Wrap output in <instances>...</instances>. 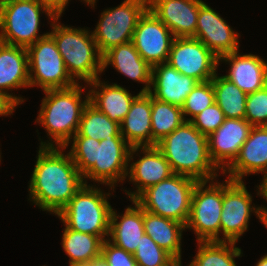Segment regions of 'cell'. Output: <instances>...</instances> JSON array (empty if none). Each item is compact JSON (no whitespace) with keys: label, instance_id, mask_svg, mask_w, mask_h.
I'll use <instances>...</instances> for the list:
<instances>
[{"label":"cell","instance_id":"cell-8","mask_svg":"<svg viewBox=\"0 0 267 266\" xmlns=\"http://www.w3.org/2000/svg\"><path fill=\"white\" fill-rule=\"evenodd\" d=\"M56 16L40 0H7L0 3V42L28 48L48 34L39 35L40 17Z\"/></svg>","mask_w":267,"mask_h":266},{"label":"cell","instance_id":"cell-17","mask_svg":"<svg viewBox=\"0 0 267 266\" xmlns=\"http://www.w3.org/2000/svg\"><path fill=\"white\" fill-rule=\"evenodd\" d=\"M239 36V33L205 2L199 7L193 37L203 42L218 58L239 51Z\"/></svg>","mask_w":267,"mask_h":266},{"label":"cell","instance_id":"cell-15","mask_svg":"<svg viewBox=\"0 0 267 266\" xmlns=\"http://www.w3.org/2000/svg\"><path fill=\"white\" fill-rule=\"evenodd\" d=\"M138 151L143 156H139L140 158L133 162V158L139 154ZM173 174L169 162L156 146L131 147L127 177L130 182L136 185V190L124 191L130 201H134L147 188L158 184Z\"/></svg>","mask_w":267,"mask_h":266},{"label":"cell","instance_id":"cell-36","mask_svg":"<svg viewBox=\"0 0 267 266\" xmlns=\"http://www.w3.org/2000/svg\"><path fill=\"white\" fill-rule=\"evenodd\" d=\"M226 119L223 111L215 102L211 106L205 108L202 112L194 116L190 122L202 134L207 137L217 130Z\"/></svg>","mask_w":267,"mask_h":266},{"label":"cell","instance_id":"cell-28","mask_svg":"<svg viewBox=\"0 0 267 266\" xmlns=\"http://www.w3.org/2000/svg\"><path fill=\"white\" fill-rule=\"evenodd\" d=\"M62 248L69 257V266L88 264L101 256L103 240L99 236L76 232L64 225Z\"/></svg>","mask_w":267,"mask_h":266},{"label":"cell","instance_id":"cell-45","mask_svg":"<svg viewBox=\"0 0 267 266\" xmlns=\"http://www.w3.org/2000/svg\"><path fill=\"white\" fill-rule=\"evenodd\" d=\"M182 261L181 260H176L173 264H172V266H182V263H181ZM188 266H190L189 264H188Z\"/></svg>","mask_w":267,"mask_h":266},{"label":"cell","instance_id":"cell-16","mask_svg":"<svg viewBox=\"0 0 267 266\" xmlns=\"http://www.w3.org/2000/svg\"><path fill=\"white\" fill-rule=\"evenodd\" d=\"M252 125L245 119L226 118L223 124L208 136L209 155L223 173L236 159L247 140Z\"/></svg>","mask_w":267,"mask_h":266},{"label":"cell","instance_id":"cell-31","mask_svg":"<svg viewBox=\"0 0 267 266\" xmlns=\"http://www.w3.org/2000/svg\"><path fill=\"white\" fill-rule=\"evenodd\" d=\"M185 121L181 107L157 100L151 95L152 146Z\"/></svg>","mask_w":267,"mask_h":266},{"label":"cell","instance_id":"cell-40","mask_svg":"<svg viewBox=\"0 0 267 266\" xmlns=\"http://www.w3.org/2000/svg\"><path fill=\"white\" fill-rule=\"evenodd\" d=\"M256 187H258L257 195L262 196V198L267 201V173L263 174L262 182ZM258 207L260 211V221L265 225L267 223V207Z\"/></svg>","mask_w":267,"mask_h":266},{"label":"cell","instance_id":"cell-1","mask_svg":"<svg viewBox=\"0 0 267 266\" xmlns=\"http://www.w3.org/2000/svg\"><path fill=\"white\" fill-rule=\"evenodd\" d=\"M65 147H40L29 181V199L42 211L58 215L84 184Z\"/></svg>","mask_w":267,"mask_h":266},{"label":"cell","instance_id":"cell-37","mask_svg":"<svg viewBox=\"0 0 267 266\" xmlns=\"http://www.w3.org/2000/svg\"><path fill=\"white\" fill-rule=\"evenodd\" d=\"M101 256L108 266H137L133 254L117 247L108 239L102 243Z\"/></svg>","mask_w":267,"mask_h":266},{"label":"cell","instance_id":"cell-14","mask_svg":"<svg viewBox=\"0 0 267 266\" xmlns=\"http://www.w3.org/2000/svg\"><path fill=\"white\" fill-rule=\"evenodd\" d=\"M173 33L147 8L140 16L132 42L141 57L154 66L168 61Z\"/></svg>","mask_w":267,"mask_h":266},{"label":"cell","instance_id":"cell-19","mask_svg":"<svg viewBox=\"0 0 267 266\" xmlns=\"http://www.w3.org/2000/svg\"><path fill=\"white\" fill-rule=\"evenodd\" d=\"M267 173V126H253L233 163L222 173L233 181Z\"/></svg>","mask_w":267,"mask_h":266},{"label":"cell","instance_id":"cell-26","mask_svg":"<svg viewBox=\"0 0 267 266\" xmlns=\"http://www.w3.org/2000/svg\"><path fill=\"white\" fill-rule=\"evenodd\" d=\"M21 87H30L27 49L0 42V90Z\"/></svg>","mask_w":267,"mask_h":266},{"label":"cell","instance_id":"cell-10","mask_svg":"<svg viewBox=\"0 0 267 266\" xmlns=\"http://www.w3.org/2000/svg\"><path fill=\"white\" fill-rule=\"evenodd\" d=\"M222 203L223 181L218 182L216 178L197 182L192 194L190 216L186 224V229L195 232L197 241H221Z\"/></svg>","mask_w":267,"mask_h":266},{"label":"cell","instance_id":"cell-24","mask_svg":"<svg viewBox=\"0 0 267 266\" xmlns=\"http://www.w3.org/2000/svg\"><path fill=\"white\" fill-rule=\"evenodd\" d=\"M132 203L134 206H128L121 215L112 208L108 240L128 253L134 254L145 230L143 209L135 201Z\"/></svg>","mask_w":267,"mask_h":266},{"label":"cell","instance_id":"cell-34","mask_svg":"<svg viewBox=\"0 0 267 266\" xmlns=\"http://www.w3.org/2000/svg\"><path fill=\"white\" fill-rule=\"evenodd\" d=\"M213 103H215V93L212 81L198 82L188 94L184 105L181 107L185 121H190L194 116ZM185 116H189L190 118H186Z\"/></svg>","mask_w":267,"mask_h":266},{"label":"cell","instance_id":"cell-23","mask_svg":"<svg viewBox=\"0 0 267 266\" xmlns=\"http://www.w3.org/2000/svg\"><path fill=\"white\" fill-rule=\"evenodd\" d=\"M89 86V103L104 113L108 118L121 124L130 110L134 99L140 94L133 95L119 84L102 82L100 77L87 84Z\"/></svg>","mask_w":267,"mask_h":266},{"label":"cell","instance_id":"cell-41","mask_svg":"<svg viewBox=\"0 0 267 266\" xmlns=\"http://www.w3.org/2000/svg\"><path fill=\"white\" fill-rule=\"evenodd\" d=\"M256 266H267V254L263 255L259 261H257Z\"/></svg>","mask_w":267,"mask_h":266},{"label":"cell","instance_id":"cell-3","mask_svg":"<svg viewBox=\"0 0 267 266\" xmlns=\"http://www.w3.org/2000/svg\"><path fill=\"white\" fill-rule=\"evenodd\" d=\"M175 174L199 181L217 178L219 169L209 155L208 137L184 121L156 144Z\"/></svg>","mask_w":267,"mask_h":266},{"label":"cell","instance_id":"cell-43","mask_svg":"<svg viewBox=\"0 0 267 266\" xmlns=\"http://www.w3.org/2000/svg\"><path fill=\"white\" fill-rule=\"evenodd\" d=\"M74 266H97V258L93 259L90 263L88 264H82V265H74Z\"/></svg>","mask_w":267,"mask_h":266},{"label":"cell","instance_id":"cell-27","mask_svg":"<svg viewBox=\"0 0 267 266\" xmlns=\"http://www.w3.org/2000/svg\"><path fill=\"white\" fill-rule=\"evenodd\" d=\"M143 220L145 233L175 260H181L182 231H185L186 226L146 210H143Z\"/></svg>","mask_w":267,"mask_h":266},{"label":"cell","instance_id":"cell-29","mask_svg":"<svg viewBox=\"0 0 267 266\" xmlns=\"http://www.w3.org/2000/svg\"><path fill=\"white\" fill-rule=\"evenodd\" d=\"M215 102L226 118L245 119L247 94L218 73L211 79Z\"/></svg>","mask_w":267,"mask_h":266},{"label":"cell","instance_id":"cell-38","mask_svg":"<svg viewBox=\"0 0 267 266\" xmlns=\"http://www.w3.org/2000/svg\"><path fill=\"white\" fill-rule=\"evenodd\" d=\"M25 98L21 96L13 95V93H7L6 91L0 90V116L12 115L14 109L22 104Z\"/></svg>","mask_w":267,"mask_h":266},{"label":"cell","instance_id":"cell-13","mask_svg":"<svg viewBox=\"0 0 267 266\" xmlns=\"http://www.w3.org/2000/svg\"><path fill=\"white\" fill-rule=\"evenodd\" d=\"M167 63L198 82L211 80L220 65L219 58L194 37L174 38Z\"/></svg>","mask_w":267,"mask_h":266},{"label":"cell","instance_id":"cell-5","mask_svg":"<svg viewBox=\"0 0 267 266\" xmlns=\"http://www.w3.org/2000/svg\"><path fill=\"white\" fill-rule=\"evenodd\" d=\"M55 17L50 21L51 32L65 67L71 78L86 84L99 78L102 71V55L88 28H73L65 26ZM77 79V80H76Z\"/></svg>","mask_w":267,"mask_h":266},{"label":"cell","instance_id":"cell-25","mask_svg":"<svg viewBox=\"0 0 267 266\" xmlns=\"http://www.w3.org/2000/svg\"><path fill=\"white\" fill-rule=\"evenodd\" d=\"M120 134L131 147L152 146L151 94L140 93L120 124Z\"/></svg>","mask_w":267,"mask_h":266},{"label":"cell","instance_id":"cell-7","mask_svg":"<svg viewBox=\"0 0 267 266\" xmlns=\"http://www.w3.org/2000/svg\"><path fill=\"white\" fill-rule=\"evenodd\" d=\"M197 182L191 177L174 173L169 178L147 188L134 201L143 210L178 221L186 226L190 216L192 194Z\"/></svg>","mask_w":267,"mask_h":266},{"label":"cell","instance_id":"cell-42","mask_svg":"<svg viewBox=\"0 0 267 266\" xmlns=\"http://www.w3.org/2000/svg\"><path fill=\"white\" fill-rule=\"evenodd\" d=\"M97 266H108L107 262L104 260L102 256L97 258Z\"/></svg>","mask_w":267,"mask_h":266},{"label":"cell","instance_id":"cell-2","mask_svg":"<svg viewBox=\"0 0 267 266\" xmlns=\"http://www.w3.org/2000/svg\"><path fill=\"white\" fill-rule=\"evenodd\" d=\"M72 141L68 152L82 175L84 184L88 183L87 179H91L114 191L116 183L126 179L131 146L121 134L114 139L101 141L74 135Z\"/></svg>","mask_w":267,"mask_h":266},{"label":"cell","instance_id":"cell-18","mask_svg":"<svg viewBox=\"0 0 267 266\" xmlns=\"http://www.w3.org/2000/svg\"><path fill=\"white\" fill-rule=\"evenodd\" d=\"M202 0H148V8L177 37H193Z\"/></svg>","mask_w":267,"mask_h":266},{"label":"cell","instance_id":"cell-44","mask_svg":"<svg viewBox=\"0 0 267 266\" xmlns=\"http://www.w3.org/2000/svg\"><path fill=\"white\" fill-rule=\"evenodd\" d=\"M96 0H85V4L88 6H91L94 9V6L96 5Z\"/></svg>","mask_w":267,"mask_h":266},{"label":"cell","instance_id":"cell-9","mask_svg":"<svg viewBox=\"0 0 267 266\" xmlns=\"http://www.w3.org/2000/svg\"><path fill=\"white\" fill-rule=\"evenodd\" d=\"M147 8L148 0H124L101 13L92 35L102 56L110 49L132 41L137 22Z\"/></svg>","mask_w":267,"mask_h":266},{"label":"cell","instance_id":"cell-35","mask_svg":"<svg viewBox=\"0 0 267 266\" xmlns=\"http://www.w3.org/2000/svg\"><path fill=\"white\" fill-rule=\"evenodd\" d=\"M245 120L252 126H267V85L246 99Z\"/></svg>","mask_w":267,"mask_h":266},{"label":"cell","instance_id":"cell-30","mask_svg":"<svg viewBox=\"0 0 267 266\" xmlns=\"http://www.w3.org/2000/svg\"><path fill=\"white\" fill-rule=\"evenodd\" d=\"M198 251L190 266H237L235 258L242 256V250L234 242L198 241Z\"/></svg>","mask_w":267,"mask_h":266},{"label":"cell","instance_id":"cell-20","mask_svg":"<svg viewBox=\"0 0 267 266\" xmlns=\"http://www.w3.org/2000/svg\"><path fill=\"white\" fill-rule=\"evenodd\" d=\"M220 62L230 65L227 75H223L233 82L247 95L267 85V60L258 55L240 54L239 51L219 58Z\"/></svg>","mask_w":267,"mask_h":266},{"label":"cell","instance_id":"cell-33","mask_svg":"<svg viewBox=\"0 0 267 266\" xmlns=\"http://www.w3.org/2000/svg\"><path fill=\"white\" fill-rule=\"evenodd\" d=\"M133 255L137 266H171L176 261L146 233L141 237Z\"/></svg>","mask_w":267,"mask_h":266},{"label":"cell","instance_id":"cell-12","mask_svg":"<svg viewBox=\"0 0 267 266\" xmlns=\"http://www.w3.org/2000/svg\"><path fill=\"white\" fill-rule=\"evenodd\" d=\"M225 182V183H224ZM223 182V203L220 220L221 241L237 243L249 227L251 214L260 220L259 207L251 206L252 195L244 181L229 178Z\"/></svg>","mask_w":267,"mask_h":266},{"label":"cell","instance_id":"cell-22","mask_svg":"<svg viewBox=\"0 0 267 266\" xmlns=\"http://www.w3.org/2000/svg\"><path fill=\"white\" fill-rule=\"evenodd\" d=\"M109 65L128 79L143 83L144 87L140 90V93H149L152 66L141 57L132 41L120 44L102 56V71L105 72Z\"/></svg>","mask_w":267,"mask_h":266},{"label":"cell","instance_id":"cell-4","mask_svg":"<svg viewBox=\"0 0 267 266\" xmlns=\"http://www.w3.org/2000/svg\"><path fill=\"white\" fill-rule=\"evenodd\" d=\"M85 87L79 83L63 89L43 91L36 123L44 127L49 136L47 142L41 141L40 147H65L69 146L72 137L79 128L84 107L89 103V93L82 94Z\"/></svg>","mask_w":267,"mask_h":266},{"label":"cell","instance_id":"cell-6","mask_svg":"<svg viewBox=\"0 0 267 266\" xmlns=\"http://www.w3.org/2000/svg\"><path fill=\"white\" fill-rule=\"evenodd\" d=\"M103 191L96 185L83 184L58 218L73 231L108 239L112 206L107 198L112 193Z\"/></svg>","mask_w":267,"mask_h":266},{"label":"cell","instance_id":"cell-11","mask_svg":"<svg viewBox=\"0 0 267 266\" xmlns=\"http://www.w3.org/2000/svg\"><path fill=\"white\" fill-rule=\"evenodd\" d=\"M30 87L63 89L77 84L65 67L54 38L48 33L27 48Z\"/></svg>","mask_w":267,"mask_h":266},{"label":"cell","instance_id":"cell-21","mask_svg":"<svg viewBox=\"0 0 267 266\" xmlns=\"http://www.w3.org/2000/svg\"><path fill=\"white\" fill-rule=\"evenodd\" d=\"M197 84L196 79L181 74L165 62L152 67L149 93L159 101L182 107Z\"/></svg>","mask_w":267,"mask_h":266},{"label":"cell","instance_id":"cell-32","mask_svg":"<svg viewBox=\"0 0 267 266\" xmlns=\"http://www.w3.org/2000/svg\"><path fill=\"white\" fill-rule=\"evenodd\" d=\"M119 134L120 124L108 118L90 103L84 107L79 128L75 135H82L101 141L114 139Z\"/></svg>","mask_w":267,"mask_h":266},{"label":"cell","instance_id":"cell-39","mask_svg":"<svg viewBox=\"0 0 267 266\" xmlns=\"http://www.w3.org/2000/svg\"><path fill=\"white\" fill-rule=\"evenodd\" d=\"M56 17H61L70 0H40ZM85 0H81V2Z\"/></svg>","mask_w":267,"mask_h":266}]
</instances>
